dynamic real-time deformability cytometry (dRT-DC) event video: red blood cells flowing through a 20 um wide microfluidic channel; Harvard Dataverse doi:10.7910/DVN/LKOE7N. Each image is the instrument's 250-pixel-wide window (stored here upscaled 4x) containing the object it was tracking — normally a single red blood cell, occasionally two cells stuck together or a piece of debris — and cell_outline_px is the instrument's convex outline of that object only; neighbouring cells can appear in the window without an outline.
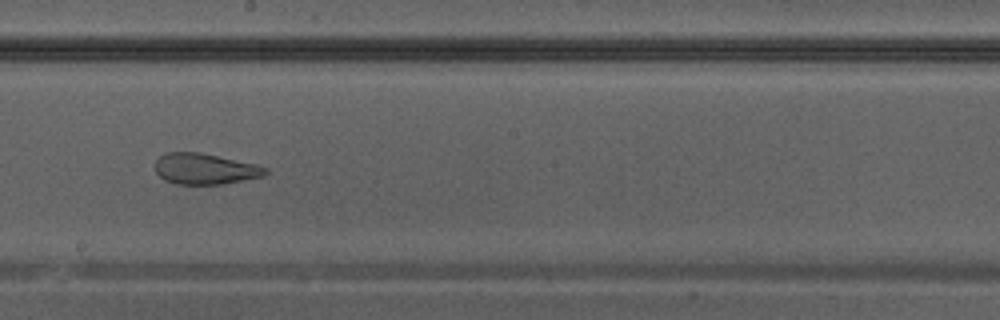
{"species": "Egyptian fruit bat (a non-hibernating species)", "species_latin": "Rousettus aegyptiacus", "temperature_condition": "warm", "stored_images_in_passage": 41, "camera_frame_rate_fps": 3000, "um_per_image_px": 0.085, "animal": {"sex": "male"}, "frame": {"image": 1, "passage_image": 24, "time_ms": 7.667, "image_size_px": [1000, 320], "cell_outline_px": [[268, 172], [264, 176], [220, 184], [176, 184], [164, 180], [156, 172], [156, 160], [160, 156], [168, 152], [200, 152], [256, 164], [268, 168]], "centroid_in_image_um": [17.42, 14.35], "position_along_channel_um": 230.8, "area_um2": 19.77}}